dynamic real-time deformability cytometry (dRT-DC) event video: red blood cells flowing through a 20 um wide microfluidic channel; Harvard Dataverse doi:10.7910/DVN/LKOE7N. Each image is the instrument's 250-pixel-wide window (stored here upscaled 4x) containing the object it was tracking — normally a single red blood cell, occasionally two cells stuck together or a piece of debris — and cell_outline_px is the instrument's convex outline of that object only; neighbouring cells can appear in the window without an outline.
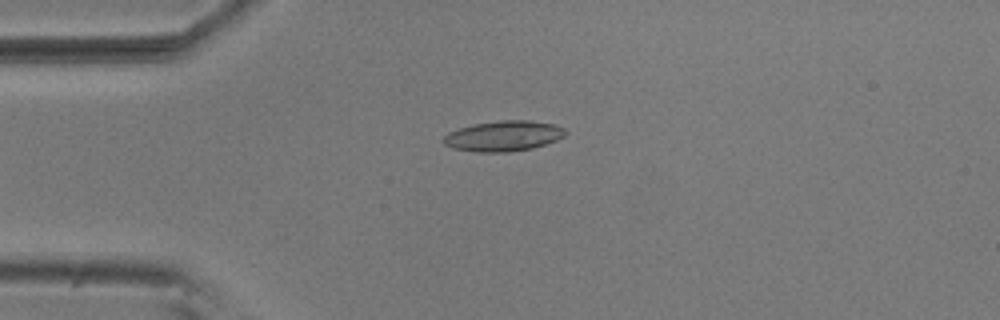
{"species": "common noctule bat (a hibernating species)", "species_latin": "Nyctalus noctula", "temperature_condition": "room temperature", "stored_images_in_passage": 42, "camera_frame_rate_fps": 3000, "um_per_image_px": 0.085, "animal": {"sex": "male", "body_mass_g": 20.5, "forearm_length_mm": 52.5}, "frame": {"image": 1, "passage_image": 1, "time_ms": 0.0, "image_size_px": [1000, 320], "cell_outline_px": [[568, 132], [564, 136], [556, 140], [532, 148], [508, 152], [476, 152], [452, 148], [444, 144], [444, 136], [448, 132], [472, 124], [500, 120], [528, 120], [556, 124], [564, 128]], "centroid_in_image_um": [42.8, 11.55], "position_along_channel_um": 42.2, "area_um2": 21.68}}
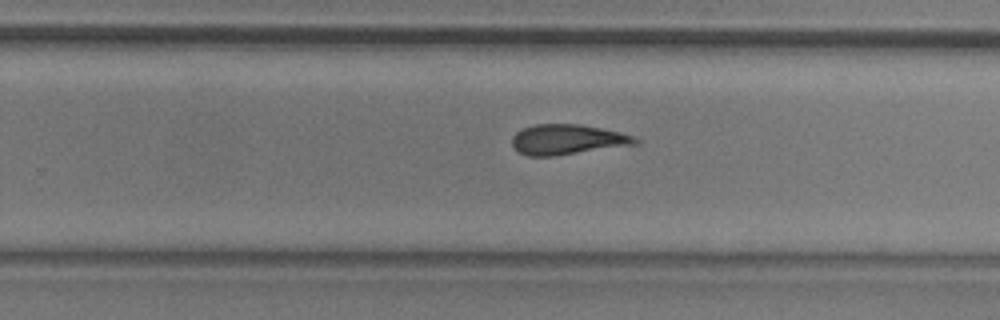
{"frame": {"image": 2, "passage_image": 22, "time_ms": 7.0, "image_size_px": [1000, 320], "cell_outline_px": [[640, 144], [552, 156], [528, 156], [520, 152], [512, 144], [512, 136], [516, 132], [524, 128], [536, 124], [580, 124], [620, 132], [632, 136], [640, 140]], "centroid_in_image_um": [48.25, 11.86], "position_along_channel_um": 281.5, "area_um2": 21.56}}
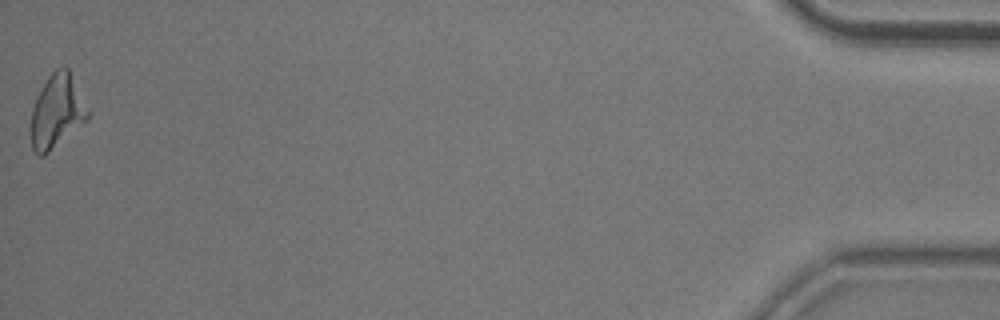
{"frame": {"image": 3, "passage_image": 42, "time_ms": 13.667, "image_size_px": [1000, 320], "cell_outline_px": [[92, 112], [88, 120], [44, 156], [40, 156], [32, 148], [28, 132], [28, 128], [32, 108], [48, 76], [56, 68], [64, 64], [68, 68]], "centroid_in_image_um": [4.84, 9.48], "position_along_channel_um": 430.4, "area_um2": 25.03}, "authors_computed_cell_mechanics": {"area_um2": 22.2241, "velocity_mm_per_s": 3.7053, "shape_relaxation_time_tau1_ms": 6.7824, "shape_relaxation_time_tau2_ms": null, "deformation_change_tau1": 0.1024, "deformation_change_tau2": null}}